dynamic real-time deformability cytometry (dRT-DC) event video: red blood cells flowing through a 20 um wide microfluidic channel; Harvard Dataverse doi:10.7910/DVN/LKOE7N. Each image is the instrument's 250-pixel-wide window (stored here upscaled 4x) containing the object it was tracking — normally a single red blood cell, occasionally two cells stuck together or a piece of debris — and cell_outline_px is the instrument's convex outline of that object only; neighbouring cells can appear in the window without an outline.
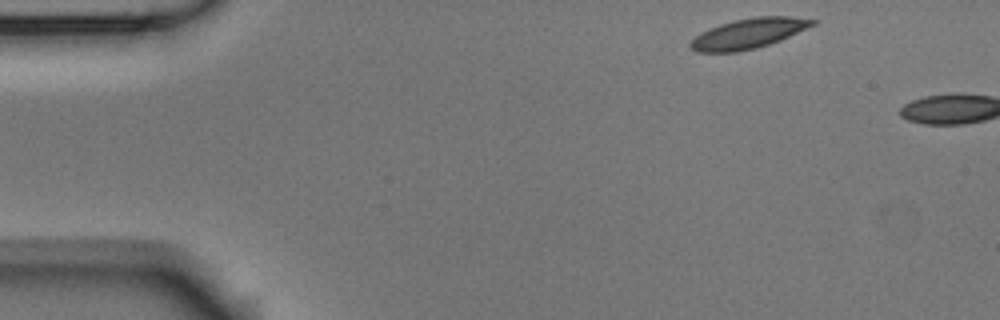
{"species": "Egyptian fruit bat (a non-hibernating species)", "species_latin": "Rousettus aegyptiacus", "temperature_condition": "room temperature", "stored_images_in_passage": 2, "camera_frame_rate_fps": 3000, "um_per_image_px": 0.085, "animal": {"sex": "male"}, "frame": {"image": 1, "passage_image": 1, "time_ms": 0.0, "image_size_px": [1000, 320], "cell_outline_px": [[816, 24], [780, 40], [756, 48], [736, 52], [696, 52], [688, 44], [700, 32], [708, 28], [732, 20], [756, 16], [792, 16], [816, 20]], "centroid_in_image_um": [63.61, 2.83], "position_along_channel_um": 21.4, "area_um2": 21.39}}